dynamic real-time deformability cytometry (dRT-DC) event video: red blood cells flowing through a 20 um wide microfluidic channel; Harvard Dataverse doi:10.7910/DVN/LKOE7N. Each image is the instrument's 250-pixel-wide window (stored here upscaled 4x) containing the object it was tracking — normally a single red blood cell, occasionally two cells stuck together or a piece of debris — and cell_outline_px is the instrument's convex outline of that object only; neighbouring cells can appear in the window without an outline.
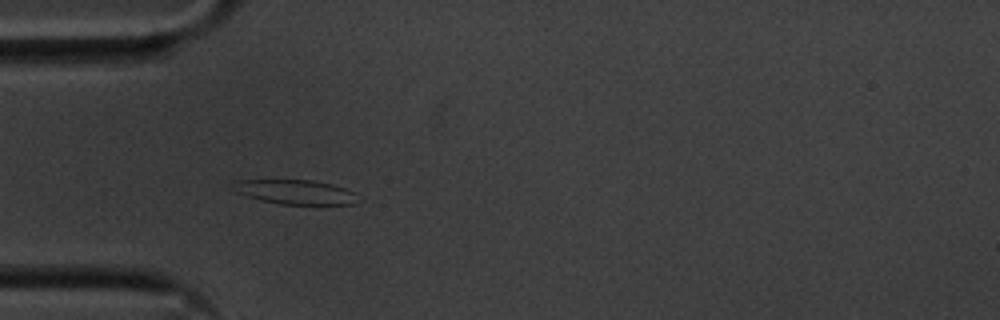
{"species": "common noctule bat (a hibernating species)", "species_latin": "Nyctalus noctula", "temperature_condition": "cold", "stored_images_in_passage": 8, "camera_frame_rate_fps": 3000, "um_per_image_px": 0.085, "animal": {"sex": "male", "body_mass_g": 20.1, "forearm_length_mm": 53.5}, "frame": {"image": 1, "passage_image": 5, "time_ms": 1.333, "image_size_px": [1000, 320], "cell_outline_px": [[352, 204], [280, 204], [260, 200], [236, 192], [232, 184], [236, 180], [312, 180], [332, 184], [344, 188], [352, 192]], "centroid_in_image_um": [24.99, 16.3], "position_along_channel_um": 60.0, "area_um2": 17.22}}